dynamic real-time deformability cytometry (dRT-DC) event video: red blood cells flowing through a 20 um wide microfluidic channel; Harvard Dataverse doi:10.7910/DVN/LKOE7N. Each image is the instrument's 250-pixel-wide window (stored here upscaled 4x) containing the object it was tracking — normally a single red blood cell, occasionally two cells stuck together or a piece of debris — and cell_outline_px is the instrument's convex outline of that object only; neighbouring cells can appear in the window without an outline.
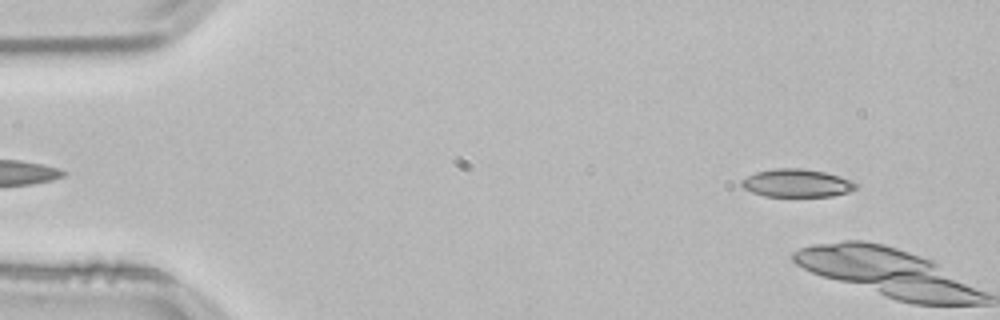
{"species": "common noctule bat (a hibernating species)", "species_latin": "Nyctalus noctula", "temperature_condition": "room temperature", "stored_images_in_passage": 5, "camera_frame_rate_fps": 3000, "um_per_image_px": 0.085, "animal": {"sex": "male", "body_mass_g": 21.5, "forearm_length_mm": 52.0}, "frame": {"image": 1, "passage_image": 4, "time_ms": 1.0, "image_size_px": [1000, 320], "cell_outline_px": [[856, 188], [848, 192], [832, 196], [764, 196], [752, 192], [744, 188], [740, 184], [740, 180], [756, 172], [772, 168], [800, 168], [824, 172], [840, 176], [852, 180], [856, 184]], "centroid_in_image_um": [67.71, 15.56], "position_along_channel_um": 17.3, "area_um2": 18.61}}